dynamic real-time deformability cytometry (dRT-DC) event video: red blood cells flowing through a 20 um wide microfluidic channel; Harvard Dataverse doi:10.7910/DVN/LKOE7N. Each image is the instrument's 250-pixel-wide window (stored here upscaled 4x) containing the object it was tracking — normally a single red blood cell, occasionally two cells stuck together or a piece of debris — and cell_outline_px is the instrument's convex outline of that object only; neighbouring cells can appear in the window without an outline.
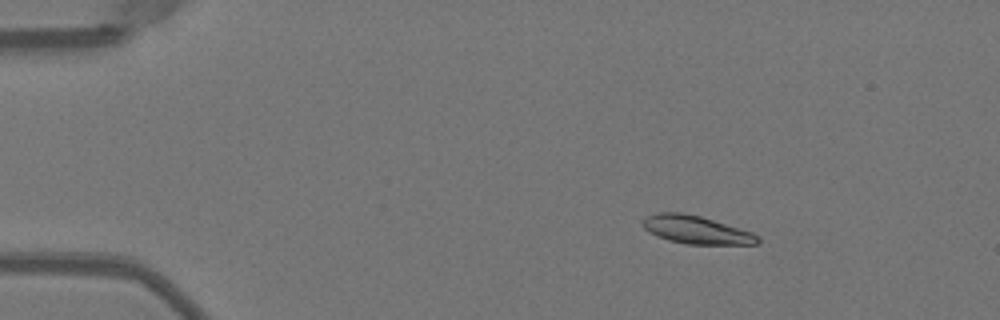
{"species": "Egyptian fruit bat (a non-hibernating species)", "species_latin": "Rousettus aegyptiacus", "temperature_condition": "warm", "stored_images_in_passage": 44, "camera_frame_rate_fps": 3000, "um_per_image_px": 0.085, "animal": {"sex": "female"}, "frame": {"image": 1, "passage_image": 1, "time_ms": 0.0, "image_size_px": [1000, 320], "cell_outline_px": [[760, 240], [756, 244], [684, 244], [668, 240], [656, 236], [648, 232], [640, 224], [644, 216], [660, 212], [680, 212], [700, 216], [752, 232], [760, 236]], "centroid_in_image_um": [59.12, 19.53], "position_along_channel_um": 25.9, "area_um2": 18.9}}
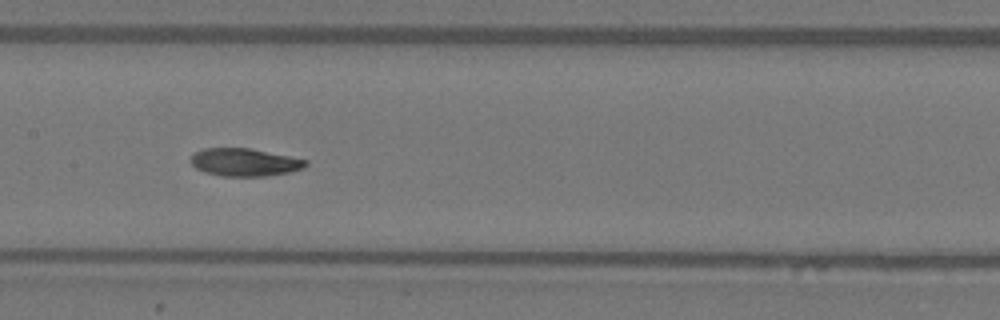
{"frame": {"image": 2, "passage_image": 19, "time_ms": 6.0, "image_size_px": [1000, 320], "cell_outline_px": [[308, 164], [304, 168], [288, 172], [264, 176], [220, 176], [204, 172], [196, 168], [188, 160], [196, 152], [204, 148], [248, 148], [308, 160]], "centroid_in_image_um": [20.76, 13.79], "position_along_channel_um": 186.6, "area_um2": 18.5}}
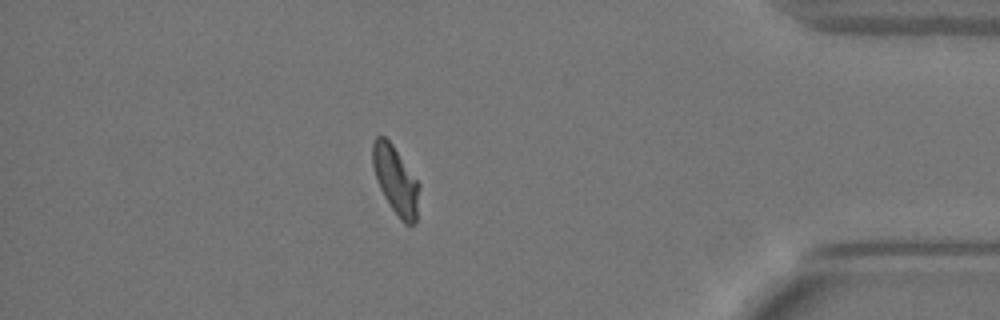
{"frame": {"image": 3, "passage_image": 38, "time_ms": 12.333, "image_size_px": [1000, 320], "cell_outline_px": [[420, 188], [416, 220], [412, 224], [404, 224], [400, 220], [384, 196], [376, 180], [372, 164], [372, 144], [376, 136], [384, 136], [392, 144], [420, 184]], "centroid_in_image_um": [33.63, 15.32], "position_along_channel_um": 401.6, "area_um2": 18.38}, "authors_computed_cell_mechanics": {"area_um2": 19.074, "velocity_mm_per_s": 3.9812, "shape_relaxation_time_tau1_ms": 3.3327, "shape_relaxation_time_tau2_ms": 2.8315, "deformation_change_tau1": 0.1486, "deformation_change_tau2": 0.0682}}